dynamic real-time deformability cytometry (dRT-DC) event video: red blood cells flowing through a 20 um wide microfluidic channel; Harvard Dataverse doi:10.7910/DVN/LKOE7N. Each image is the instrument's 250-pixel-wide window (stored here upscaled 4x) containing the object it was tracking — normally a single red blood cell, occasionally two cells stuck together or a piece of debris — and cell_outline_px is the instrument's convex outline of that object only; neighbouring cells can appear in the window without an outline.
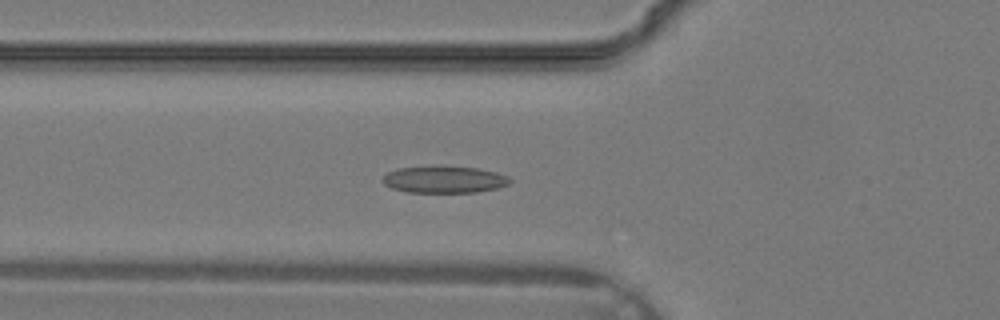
{"species": "common noctule bat (a hibernating species)", "species_latin": "Nyctalus noctula", "temperature_condition": "warm", "stored_images_in_passage": 16, "camera_frame_rate_fps": 3000, "um_per_image_px": 0.085, "animal": {"sex": "male", "body_mass_g": 19.2, "forearm_length_mm": 51.8}, "frame": {"image": 1, "passage_image": 12, "time_ms": 3.667, "image_size_px": [1000, 320], "cell_outline_px": [[512, 180], [508, 184], [496, 188], [476, 192], [408, 192], [392, 188], [384, 184], [384, 176], [388, 172], [400, 168], [440, 164], [476, 168], [496, 172], [508, 176]], "centroid_in_image_um": [37.77, 15.23], "position_along_channel_um": 88.0, "area_um2": 20.17}}
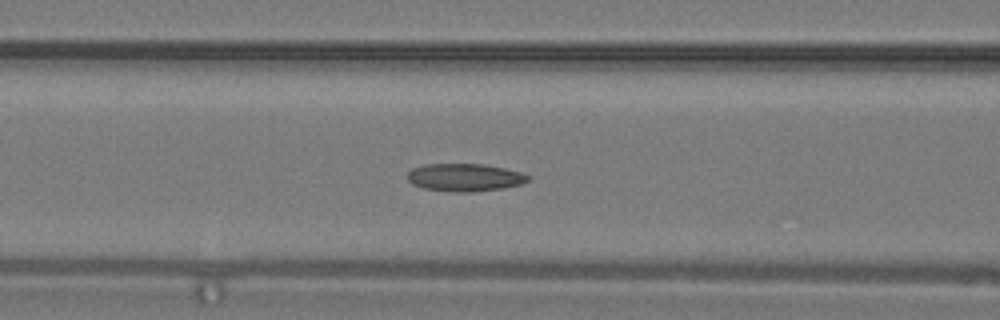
{"frame": {"image": 2, "passage_image": 14, "time_ms": 4.333, "image_size_px": [1000, 320], "cell_outline_px": [[532, 176], [528, 180], [520, 184], [504, 188], [472, 192], [456, 192], [424, 188], [412, 184], [408, 180], [408, 172], [412, 168], [424, 164], [484, 164], [504, 168], [520, 172]], "centroid_in_image_um": [39.51, 15.08], "position_along_channel_um": 127.1, "area_um2": 19.48}}
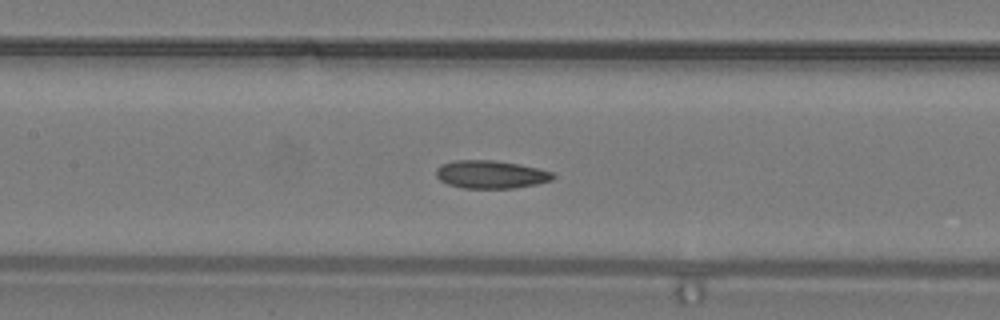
{"frame": {"image": 3, "passage_image": 16, "time_ms": 5.0, "image_size_px": [1000, 320], "cell_outline_px": [[556, 176], [552, 180], [536, 184], [512, 188], [460, 188], [448, 184], [440, 180], [436, 176], [436, 168], [440, 164], [456, 160], [492, 160], [520, 164], [552, 172]], "centroid_in_image_um": [41.69, 14.82], "position_along_channel_um": 165.7, "area_um2": 19.07}}